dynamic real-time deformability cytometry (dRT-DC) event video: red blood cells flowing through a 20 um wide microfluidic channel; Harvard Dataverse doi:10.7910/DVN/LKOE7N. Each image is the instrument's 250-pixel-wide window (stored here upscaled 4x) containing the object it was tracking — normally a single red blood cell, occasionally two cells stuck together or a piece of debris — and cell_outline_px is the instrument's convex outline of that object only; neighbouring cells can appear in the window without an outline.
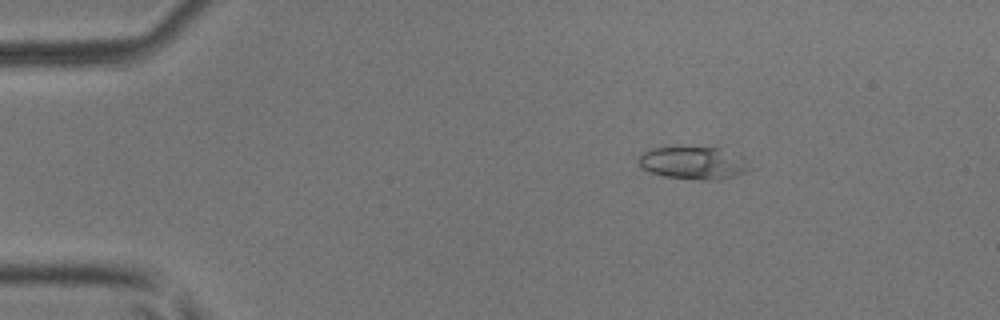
{"species": "common noctule bat (a hibernating species)", "species_latin": "Nyctalus noctula", "temperature_condition": "room temperature", "stored_images_in_passage": 3, "camera_frame_rate_fps": 3000, "um_per_image_px": 0.085, "animal": {"sex": "male", "body_mass_g": 17.9, "forearm_length_mm": 54.2}, "frame": {"image": 1, "passage_image": 1, "time_ms": 0.0, "image_size_px": [1000, 320], "cell_outline_px": [[752, 168], [736, 176], [724, 180], [700, 180], [664, 176], [648, 172], [640, 168], [640, 156], [648, 148], [716, 144], [740, 152], [744, 156]], "centroid_in_image_um": [59.06, 13.79], "position_along_channel_um": 25.9, "area_um2": 22.77}}
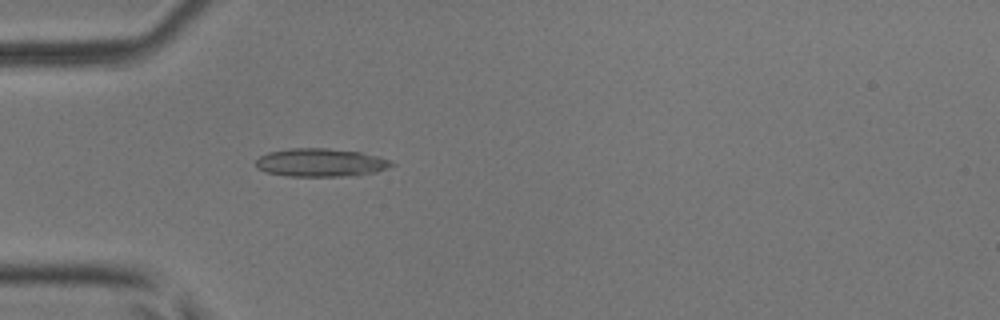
{"frame": {"image": 2, "passage_image": 3, "time_ms": 0.667, "image_size_px": [1000, 320], "cell_outline_px": [[396, 164], [376, 172], [356, 176], [288, 176], [264, 172], [256, 168], [256, 160], [260, 156], [268, 152], [292, 148], [328, 148], [360, 152], [380, 156]], "centroid_in_image_um": [27.25, 13.82], "position_along_channel_um": 57.7, "area_um2": 22.48}}